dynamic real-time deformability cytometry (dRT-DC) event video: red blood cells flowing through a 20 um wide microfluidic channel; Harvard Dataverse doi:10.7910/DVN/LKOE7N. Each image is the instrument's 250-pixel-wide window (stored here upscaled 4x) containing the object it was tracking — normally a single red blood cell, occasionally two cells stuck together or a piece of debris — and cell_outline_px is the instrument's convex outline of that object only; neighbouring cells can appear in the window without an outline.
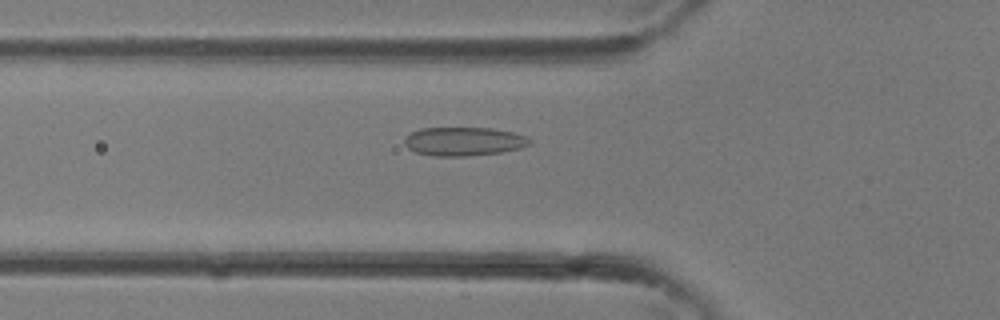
{"species": "common noctule bat (a hibernating species)", "species_latin": "Nyctalus noctula", "temperature_condition": "room temperature", "stored_images_in_passage": 33, "camera_frame_rate_fps": 3000, "um_per_image_px": 0.085, "animal": {"sex": "female"}, "frame": {"image": 1, "passage_image": 11, "time_ms": 3.333, "image_size_px": [1000, 320], "cell_outline_px": [[532, 144], [520, 148], [500, 152], [464, 156], [436, 156], [416, 152], [408, 148], [404, 144], [404, 136], [420, 128], [492, 128], [512, 132], [528, 136], [532, 140]], "centroid_in_image_um": [39.43, 12.01], "position_along_channel_um": 86.4, "area_um2": 20.98}}
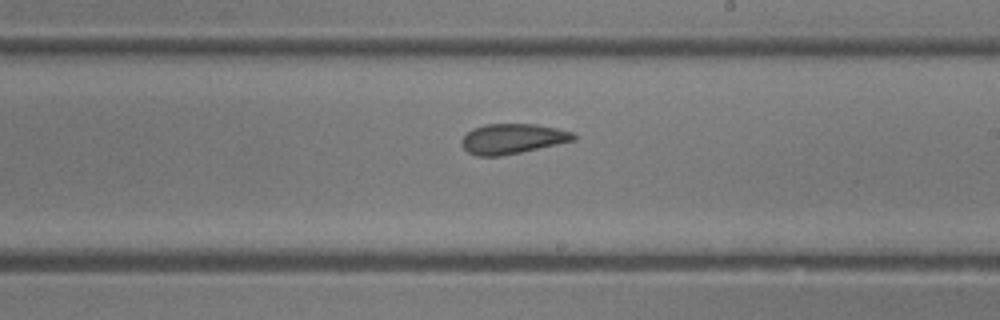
{"frame": {"image": 2, "passage_image": 19, "time_ms": 6.0, "image_size_px": [1000, 320], "cell_outline_px": [[576, 140], [520, 152], [500, 156], [476, 156], [468, 152], [460, 144], [460, 140], [472, 128], [488, 124], [536, 124], [556, 128], [572, 132], [576, 136]], "centroid_in_image_um": [43.53, 11.79], "position_along_channel_um": 245.5, "area_um2": 19.54}}
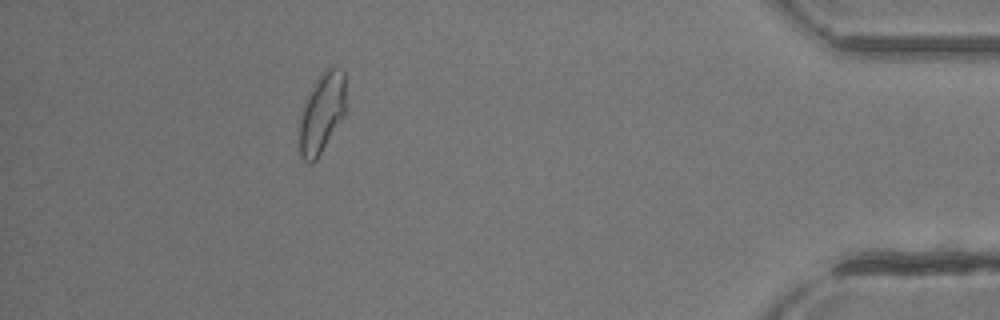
{"frame": {"image": 3, "passage_image": 30, "time_ms": 9.667, "image_size_px": [1000, 320], "cell_outline_px": [[344, 116], [316, 160], [312, 164], [308, 164], [300, 156], [300, 112], [304, 100], [312, 84], [324, 68], [344, 68]], "centroid_in_image_um": [27.32, 9.59], "position_along_channel_um": 407.9, "area_um2": 21.79}}